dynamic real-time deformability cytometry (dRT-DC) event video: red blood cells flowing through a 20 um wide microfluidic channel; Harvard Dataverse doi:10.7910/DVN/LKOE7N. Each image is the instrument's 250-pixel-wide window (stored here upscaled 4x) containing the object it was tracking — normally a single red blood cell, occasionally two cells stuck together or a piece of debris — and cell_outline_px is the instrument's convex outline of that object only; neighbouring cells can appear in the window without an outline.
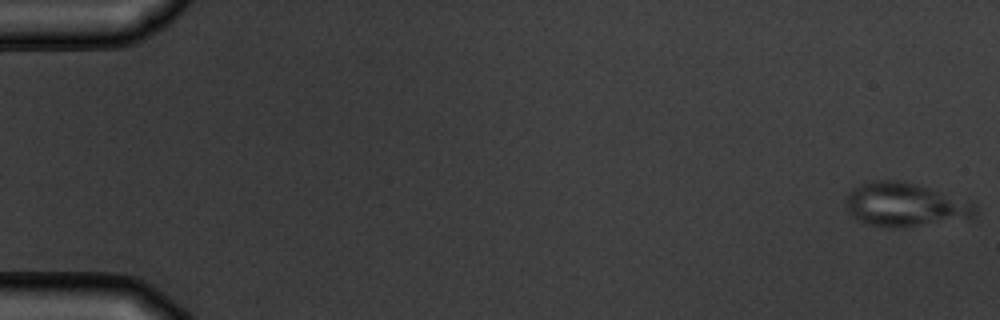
{"species": "common noctule bat (a hibernating species)", "species_latin": "Nyctalus noctula", "temperature_condition": "warm", "stored_images_in_passage": 4, "camera_frame_rate_fps": 3000, "um_per_image_px": 0.085, "animal": {"sex": "male", "body_mass_g": 19.5, "forearm_length_mm": 54.6}, "frame": {"image": 1, "passage_image": 4, "time_ms": 3.667, "image_size_px": [1000, 320], "cell_outline_px": [[976, 216], [968, 220], [904, 228], [888, 228], [864, 224], [852, 216], [848, 212], [844, 204], [844, 200], [848, 192], [852, 188], [860, 184], [872, 180], [900, 180], [916, 184], [976, 200]], "centroid_in_image_um": [77.0, 17.42], "position_along_channel_um": 8.0, "area_um2": 34.62}}